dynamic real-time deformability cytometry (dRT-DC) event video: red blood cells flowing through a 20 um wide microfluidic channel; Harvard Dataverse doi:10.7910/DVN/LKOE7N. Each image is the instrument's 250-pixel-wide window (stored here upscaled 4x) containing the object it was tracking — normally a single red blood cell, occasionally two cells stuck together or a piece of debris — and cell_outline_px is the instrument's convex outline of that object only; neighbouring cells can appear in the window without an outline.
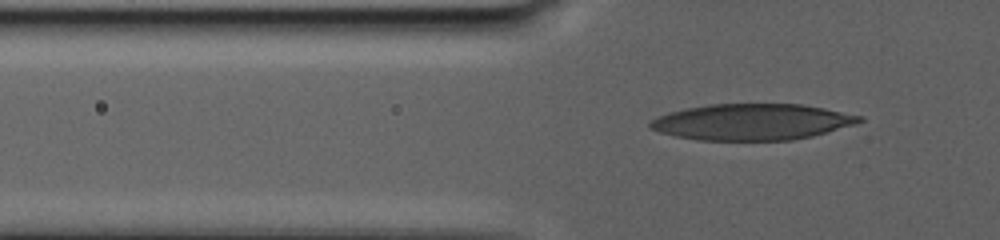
{"species": "human", "species_latin": "Homo sapiens", "temperature_condition": "warm", "stored_images_in_passage": 77, "camera_frame_rate_fps": 3000, "um_per_image_px": 0.085, "donor": {"sex": "male"}, "frame": {"image": 1, "passage_image": 17, "time_ms": 6.667, "image_size_px": [1000, 240], "cell_outline_px": [[864, 120], [856, 124], [812, 136], [792, 140], [700, 140], [676, 136], [660, 132], [652, 128], [648, 124], [652, 120], [668, 112], [684, 108], [708, 104], [804, 104], [864, 116]], "centroid_in_image_um": [63.96, 10.35], "position_along_channel_um": 61.8, "area_um2": 44.1}}
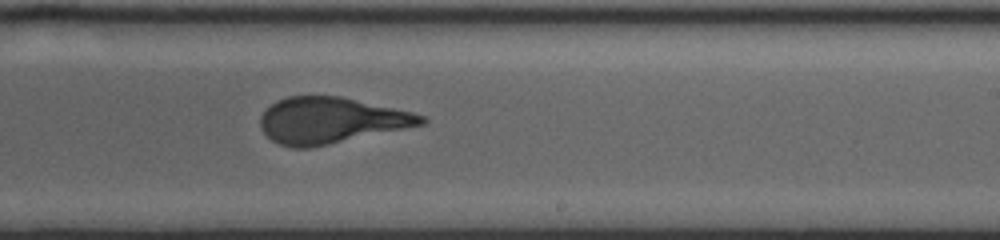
{"frame": {"image": 2, "passage_image": 47, "time_ms": 15.333, "image_size_px": [1000, 240], "cell_outline_px": [[428, 120], [424, 124], [312, 148], [292, 148], [280, 144], [272, 140], [260, 128], [260, 116], [276, 100], [288, 96], [340, 96], [412, 112], [424, 116]], "centroid_in_image_um": [28.1, 10.24], "position_along_channel_um": 260.9, "area_um2": 43.0}}
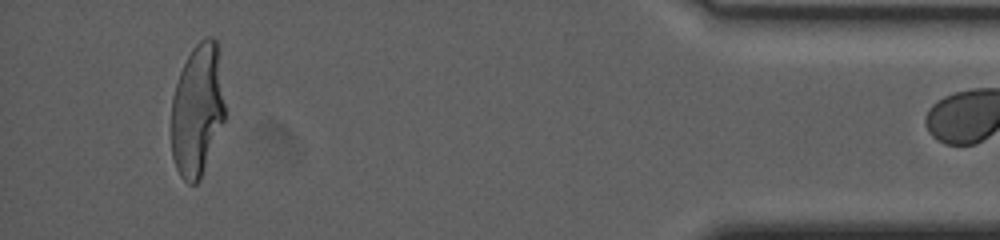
{"frame": {"image": 3, "passage_image": 76, "time_ms": 24.0, "image_size_px": [1000, 240], "cell_outline_px": [[224, 120], [200, 180], [196, 184], [188, 184], [180, 176], [176, 168], [172, 156], [172, 96], [180, 72], [192, 48], [200, 40], [208, 36], [212, 36], [216, 40], [224, 104]], "centroid_in_image_um": [16.75, 9.39], "position_along_channel_um": 418.4, "area_um2": 40.86}}